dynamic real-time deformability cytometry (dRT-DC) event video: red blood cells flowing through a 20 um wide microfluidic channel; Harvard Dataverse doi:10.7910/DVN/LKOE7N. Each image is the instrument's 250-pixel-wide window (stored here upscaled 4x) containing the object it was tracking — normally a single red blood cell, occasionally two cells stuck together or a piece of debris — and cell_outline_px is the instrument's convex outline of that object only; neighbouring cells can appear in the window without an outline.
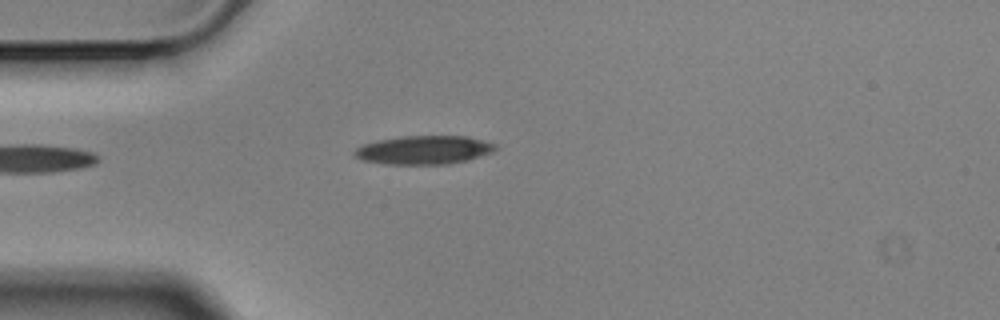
{"species": "Egyptian fruit bat (a non-hibernating species)", "species_latin": "Rousettus aegyptiacus", "temperature_condition": "cold", "stored_images_in_passage": 5, "camera_frame_rate_fps": 3000, "um_per_image_px": 0.085, "animal": {"sex": "male"}, "frame": {"image": 1, "passage_image": 4, "time_ms": 1.0, "image_size_px": [1000, 320], "cell_outline_px": [[496, 148], [492, 152], [468, 160], [448, 164], [384, 164], [360, 160], [352, 156], [352, 152], [356, 148], [364, 144], [380, 140], [404, 136], [464, 136], [496, 144]], "centroid_in_image_um": [35.97, 12.76], "position_along_channel_um": 49.0, "area_um2": 23.41}}